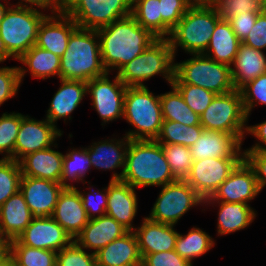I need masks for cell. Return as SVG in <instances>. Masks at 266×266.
<instances>
[{
  "label": "cell",
  "mask_w": 266,
  "mask_h": 266,
  "mask_svg": "<svg viewBox=\"0 0 266 266\" xmlns=\"http://www.w3.org/2000/svg\"><path fill=\"white\" fill-rule=\"evenodd\" d=\"M96 256V266H142V258L134 231L113 240Z\"/></svg>",
  "instance_id": "4316f807"
},
{
  "label": "cell",
  "mask_w": 266,
  "mask_h": 266,
  "mask_svg": "<svg viewBox=\"0 0 266 266\" xmlns=\"http://www.w3.org/2000/svg\"><path fill=\"white\" fill-rule=\"evenodd\" d=\"M161 145L174 178L176 180H185L193 163L190 148L181 144Z\"/></svg>",
  "instance_id": "ab89813d"
},
{
  "label": "cell",
  "mask_w": 266,
  "mask_h": 266,
  "mask_svg": "<svg viewBox=\"0 0 266 266\" xmlns=\"http://www.w3.org/2000/svg\"><path fill=\"white\" fill-rule=\"evenodd\" d=\"M68 151L69 152L63 156V171L60 183L64 187H75L73 183H79L80 181L83 184L88 183L90 185V183L84 179L86 173L92 168L87 147L79 149L72 147V150L70 149ZM68 181H72L73 183H68Z\"/></svg>",
  "instance_id": "e575fe53"
},
{
  "label": "cell",
  "mask_w": 266,
  "mask_h": 266,
  "mask_svg": "<svg viewBox=\"0 0 266 266\" xmlns=\"http://www.w3.org/2000/svg\"><path fill=\"white\" fill-rule=\"evenodd\" d=\"M123 118L134 128L125 133L130 140H156L164 121L160 95L147 86L127 87Z\"/></svg>",
  "instance_id": "8992f818"
},
{
  "label": "cell",
  "mask_w": 266,
  "mask_h": 266,
  "mask_svg": "<svg viewBox=\"0 0 266 266\" xmlns=\"http://www.w3.org/2000/svg\"><path fill=\"white\" fill-rule=\"evenodd\" d=\"M60 59L58 55L34 45L18 59L27 67H18L20 82L27 72L33 78L45 80L57 76L60 79Z\"/></svg>",
  "instance_id": "4dcf8cb0"
},
{
  "label": "cell",
  "mask_w": 266,
  "mask_h": 266,
  "mask_svg": "<svg viewBox=\"0 0 266 266\" xmlns=\"http://www.w3.org/2000/svg\"><path fill=\"white\" fill-rule=\"evenodd\" d=\"M241 41L232 30L228 20L221 18L211 35L210 43L203 53L214 61L231 66Z\"/></svg>",
  "instance_id": "1f68e13d"
},
{
  "label": "cell",
  "mask_w": 266,
  "mask_h": 266,
  "mask_svg": "<svg viewBox=\"0 0 266 266\" xmlns=\"http://www.w3.org/2000/svg\"><path fill=\"white\" fill-rule=\"evenodd\" d=\"M189 59L174 63L172 83H187L202 87L215 94L235 90L231 66L214 61L207 55L190 54Z\"/></svg>",
  "instance_id": "ba28073f"
},
{
  "label": "cell",
  "mask_w": 266,
  "mask_h": 266,
  "mask_svg": "<svg viewBox=\"0 0 266 266\" xmlns=\"http://www.w3.org/2000/svg\"><path fill=\"white\" fill-rule=\"evenodd\" d=\"M109 73L87 82V94L91 96L92 107L95 108L105 125L110 121L123 118L124 99L127 86L117 75L109 79Z\"/></svg>",
  "instance_id": "7c38bea8"
},
{
  "label": "cell",
  "mask_w": 266,
  "mask_h": 266,
  "mask_svg": "<svg viewBox=\"0 0 266 266\" xmlns=\"http://www.w3.org/2000/svg\"><path fill=\"white\" fill-rule=\"evenodd\" d=\"M128 232L119 222L108 215L89 219L88 224L76 236L74 241L91 253H98L113 240Z\"/></svg>",
  "instance_id": "cb8c5ba5"
},
{
  "label": "cell",
  "mask_w": 266,
  "mask_h": 266,
  "mask_svg": "<svg viewBox=\"0 0 266 266\" xmlns=\"http://www.w3.org/2000/svg\"><path fill=\"white\" fill-rule=\"evenodd\" d=\"M21 168L13 159H0V206L20 190Z\"/></svg>",
  "instance_id": "60d3db41"
},
{
  "label": "cell",
  "mask_w": 266,
  "mask_h": 266,
  "mask_svg": "<svg viewBox=\"0 0 266 266\" xmlns=\"http://www.w3.org/2000/svg\"><path fill=\"white\" fill-rule=\"evenodd\" d=\"M142 266H193L182 258L175 250L145 255L142 258Z\"/></svg>",
  "instance_id": "681fc988"
},
{
  "label": "cell",
  "mask_w": 266,
  "mask_h": 266,
  "mask_svg": "<svg viewBox=\"0 0 266 266\" xmlns=\"http://www.w3.org/2000/svg\"><path fill=\"white\" fill-rule=\"evenodd\" d=\"M247 133L257 138V141L254 145L249 147L246 150H256L266 152V121L261 123L247 126Z\"/></svg>",
  "instance_id": "db71d44e"
},
{
  "label": "cell",
  "mask_w": 266,
  "mask_h": 266,
  "mask_svg": "<svg viewBox=\"0 0 266 266\" xmlns=\"http://www.w3.org/2000/svg\"><path fill=\"white\" fill-rule=\"evenodd\" d=\"M132 0H64L62 11L82 29L98 30L131 15Z\"/></svg>",
  "instance_id": "30bf717a"
},
{
  "label": "cell",
  "mask_w": 266,
  "mask_h": 266,
  "mask_svg": "<svg viewBox=\"0 0 266 266\" xmlns=\"http://www.w3.org/2000/svg\"><path fill=\"white\" fill-rule=\"evenodd\" d=\"M264 73H266V54L241 42L231 65L235 89L239 90L246 83Z\"/></svg>",
  "instance_id": "f546056e"
},
{
  "label": "cell",
  "mask_w": 266,
  "mask_h": 266,
  "mask_svg": "<svg viewBox=\"0 0 266 266\" xmlns=\"http://www.w3.org/2000/svg\"><path fill=\"white\" fill-rule=\"evenodd\" d=\"M24 114L5 112L0 117V154L3 159L14 160L16 138Z\"/></svg>",
  "instance_id": "f35d334b"
},
{
  "label": "cell",
  "mask_w": 266,
  "mask_h": 266,
  "mask_svg": "<svg viewBox=\"0 0 266 266\" xmlns=\"http://www.w3.org/2000/svg\"><path fill=\"white\" fill-rule=\"evenodd\" d=\"M64 188L61 183L51 180L21 176L19 191L34 217H52Z\"/></svg>",
  "instance_id": "2e32d148"
},
{
  "label": "cell",
  "mask_w": 266,
  "mask_h": 266,
  "mask_svg": "<svg viewBox=\"0 0 266 266\" xmlns=\"http://www.w3.org/2000/svg\"><path fill=\"white\" fill-rule=\"evenodd\" d=\"M10 260L15 266H56L57 252L28 247L14 239L11 240Z\"/></svg>",
  "instance_id": "d590c367"
},
{
  "label": "cell",
  "mask_w": 266,
  "mask_h": 266,
  "mask_svg": "<svg viewBox=\"0 0 266 266\" xmlns=\"http://www.w3.org/2000/svg\"><path fill=\"white\" fill-rule=\"evenodd\" d=\"M241 147L242 141L236 135L204 129L189 148L194 161L206 158H244Z\"/></svg>",
  "instance_id": "ac0fdd59"
},
{
  "label": "cell",
  "mask_w": 266,
  "mask_h": 266,
  "mask_svg": "<svg viewBox=\"0 0 266 266\" xmlns=\"http://www.w3.org/2000/svg\"><path fill=\"white\" fill-rule=\"evenodd\" d=\"M11 258V240L0 234V266L5 265Z\"/></svg>",
  "instance_id": "9f6ffc18"
},
{
  "label": "cell",
  "mask_w": 266,
  "mask_h": 266,
  "mask_svg": "<svg viewBox=\"0 0 266 266\" xmlns=\"http://www.w3.org/2000/svg\"><path fill=\"white\" fill-rule=\"evenodd\" d=\"M60 87L53 95L47 110L46 119L57 126L60 119H72L71 113L79 106L87 94V82L60 79ZM68 117V118H67Z\"/></svg>",
  "instance_id": "d4e9b609"
},
{
  "label": "cell",
  "mask_w": 266,
  "mask_h": 266,
  "mask_svg": "<svg viewBox=\"0 0 266 266\" xmlns=\"http://www.w3.org/2000/svg\"><path fill=\"white\" fill-rule=\"evenodd\" d=\"M258 15L259 14L255 12H244V14L241 12L228 20L232 30L241 42L251 31Z\"/></svg>",
  "instance_id": "f5cc1de1"
},
{
  "label": "cell",
  "mask_w": 266,
  "mask_h": 266,
  "mask_svg": "<svg viewBox=\"0 0 266 266\" xmlns=\"http://www.w3.org/2000/svg\"><path fill=\"white\" fill-rule=\"evenodd\" d=\"M160 188L158 198L147 216L154 222L176 225L190 208L203 205L204 200L185 180H176Z\"/></svg>",
  "instance_id": "8fae6325"
},
{
  "label": "cell",
  "mask_w": 266,
  "mask_h": 266,
  "mask_svg": "<svg viewBox=\"0 0 266 266\" xmlns=\"http://www.w3.org/2000/svg\"><path fill=\"white\" fill-rule=\"evenodd\" d=\"M81 196L83 206L87 212L89 219L97 218L106 215L107 199H108V186L101 190L93 191L89 186V192H83L76 188ZM92 190V191H91Z\"/></svg>",
  "instance_id": "7dc6e473"
},
{
  "label": "cell",
  "mask_w": 266,
  "mask_h": 266,
  "mask_svg": "<svg viewBox=\"0 0 266 266\" xmlns=\"http://www.w3.org/2000/svg\"><path fill=\"white\" fill-rule=\"evenodd\" d=\"M215 245L213 237L203 229L192 227L186 235L178 233L175 251L179 256L193 264V260L212 249Z\"/></svg>",
  "instance_id": "836d02e7"
},
{
  "label": "cell",
  "mask_w": 266,
  "mask_h": 266,
  "mask_svg": "<svg viewBox=\"0 0 266 266\" xmlns=\"http://www.w3.org/2000/svg\"><path fill=\"white\" fill-rule=\"evenodd\" d=\"M64 154L52 147L35 151L20 161L22 176L42 178L60 183Z\"/></svg>",
  "instance_id": "484cf974"
},
{
  "label": "cell",
  "mask_w": 266,
  "mask_h": 266,
  "mask_svg": "<svg viewBox=\"0 0 266 266\" xmlns=\"http://www.w3.org/2000/svg\"><path fill=\"white\" fill-rule=\"evenodd\" d=\"M215 203L216 206L219 204L216 226L218 236L244 230L254 221L257 214V211L248 204L214 201L211 197L204 200L203 206Z\"/></svg>",
  "instance_id": "f1b7e54d"
},
{
  "label": "cell",
  "mask_w": 266,
  "mask_h": 266,
  "mask_svg": "<svg viewBox=\"0 0 266 266\" xmlns=\"http://www.w3.org/2000/svg\"><path fill=\"white\" fill-rule=\"evenodd\" d=\"M96 256L88 253L74 240L57 252L56 266H96Z\"/></svg>",
  "instance_id": "bcb514c9"
},
{
  "label": "cell",
  "mask_w": 266,
  "mask_h": 266,
  "mask_svg": "<svg viewBox=\"0 0 266 266\" xmlns=\"http://www.w3.org/2000/svg\"><path fill=\"white\" fill-rule=\"evenodd\" d=\"M33 217L23 194L18 191L0 206V234L10 240L17 239Z\"/></svg>",
  "instance_id": "83f0119b"
},
{
  "label": "cell",
  "mask_w": 266,
  "mask_h": 266,
  "mask_svg": "<svg viewBox=\"0 0 266 266\" xmlns=\"http://www.w3.org/2000/svg\"><path fill=\"white\" fill-rule=\"evenodd\" d=\"M138 198L135 189L123 181H109L106 215L114 218L128 231H134L132 224L137 214Z\"/></svg>",
  "instance_id": "603a6c76"
},
{
  "label": "cell",
  "mask_w": 266,
  "mask_h": 266,
  "mask_svg": "<svg viewBox=\"0 0 266 266\" xmlns=\"http://www.w3.org/2000/svg\"><path fill=\"white\" fill-rule=\"evenodd\" d=\"M107 73L102 62L97 30L78 27L71 34L60 59V79L88 82Z\"/></svg>",
  "instance_id": "3957f363"
},
{
  "label": "cell",
  "mask_w": 266,
  "mask_h": 266,
  "mask_svg": "<svg viewBox=\"0 0 266 266\" xmlns=\"http://www.w3.org/2000/svg\"><path fill=\"white\" fill-rule=\"evenodd\" d=\"M244 158H206L194 160L185 181L206 200L213 196L222 182Z\"/></svg>",
  "instance_id": "4fadbf2b"
},
{
  "label": "cell",
  "mask_w": 266,
  "mask_h": 266,
  "mask_svg": "<svg viewBox=\"0 0 266 266\" xmlns=\"http://www.w3.org/2000/svg\"><path fill=\"white\" fill-rule=\"evenodd\" d=\"M244 159L253 168L260 191L266 187V152L245 150Z\"/></svg>",
  "instance_id": "816d5d0a"
},
{
  "label": "cell",
  "mask_w": 266,
  "mask_h": 266,
  "mask_svg": "<svg viewBox=\"0 0 266 266\" xmlns=\"http://www.w3.org/2000/svg\"><path fill=\"white\" fill-rule=\"evenodd\" d=\"M203 131L201 125L187 126L180 122L164 120L156 141L160 144H181L191 147Z\"/></svg>",
  "instance_id": "74e56055"
},
{
  "label": "cell",
  "mask_w": 266,
  "mask_h": 266,
  "mask_svg": "<svg viewBox=\"0 0 266 266\" xmlns=\"http://www.w3.org/2000/svg\"><path fill=\"white\" fill-rule=\"evenodd\" d=\"M77 28L75 21L63 11L51 13L39 25L35 46L62 57Z\"/></svg>",
  "instance_id": "d6986e66"
},
{
  "label": "cell",
  "mask_w": 266,
  "mask_h": 266,
  "mask_svg": "<svg viewBox=\"0 0 266 266\" xmlns=\"http://www.w3.org/2000/svg\"><path fill=\"white\" fill-rule=\"evenodd\" d=\"M142 221L140 227L134 230L141 258L148 254L175 250L178 236L175 225L154 222L147 217Z\"/></svg>",
  "instance_id": "44dd1931"
},
{
  "label": "cell",
  "mask_w": 266,
  "mask_h": 266,
  "mask_svg": "<svg viewBox=\"0 0 266 266\" xmlns=\"http://www.w3.org/2000/svg\"><path fill=\"white\" fill-rule=\"evenodd\" d=\"M182 95L185 103L197 114H202L217 95L202 87L187 83H172Z\"/></svg>",
  "instance_id": "ee69618b"
},
{
  "label": "cell",
  "mask_w": 266,
  "mask_h": 266,
  "mask_svg": "<svg viewBox=\"0 0 266 266\" xmlns=\"http://www.w3.org/2000/svg\"><path fill=\"white\" fill-rule=\"evenodd\" d=\"M201 126L236 135L242 142L247 133L248 118L243 108L241 93L235 89L217 94L206 110L200 114Z\"/></svg>",
  "instance_id": "9c48e42d"
},
{
  "label": "cell",
  "mask_w": 266,
  "mask_h": 266,
  "mask_svg": "<svg viewBox=\"0 0 266 266\" xmlns=\"http://www.w3.org/2000/svg\"><path fill=\"white\" fill-rule=\"evenodd\" d=\"M220 19V15L209 2L195 1L167 38L174 57L178 53V47L189 54L204 53Z\"/></svg>",
  "instance_id": "5b68a950"
},
{
  "label": "cell",
  "mask_w": 266,
  "mask_h": 266,
  "mask_svg": "<svg viewBox=\"0 0 266 266\" xmlns=\"http://www.w3.org/2000/svg\"><path fill=\"white\" fill-rule=\"evenodd\" d=\"M175 57L168 39H157L140 55L126 63L116 75L127 87L147 86L155 75H161L169 85L174 77Z\"/></svg>",
  "instance_id": "52a82bcc"
},
{
  "label": "cell",
  "mask_w": 266,
  "mask_h": 266,
  "mask_svg": "<svg viewBox=\"0 0 266 266\" xmlns=\"http://www.w3.org/2000/svg\"><path fill=\"white\" fill-rule=\"evenodd\" d=\"M253 168L243 159L211 197L214 201L249 204L260 193Z\"/></svg>",
  "instance_id": "9a60e30c"
},
{
  "label": "cell",
  "mask_w": 266,
  "mask_h": 266,
  "mask_svg": "<svg viewBox=\"0 0 266 266\" xmlns=\"http://www.w3.org/2000/svg\"><path fill=\"white\" fill-rule=\"evenodd\" d=\"M131 16L155 37L162 39V17L159 0H132Z\"/></svg>",
  "instance_id": "8d00e7d4"
},
{
  "label": "cell",
  "mask_w": 266,
  "mask_h": 266,
  "mask_svg": "<svg viewBox=\"0 0 266 266\" xmlns=\"http://www.w3.org/2000/svg\"><path fill=\"white\" fill-rule=\"evenodd\" d=\"M3 266H15L14 263L10 260L9 262H7L5 265Z\"/></svg>",
  "instance_id": "680465c9"
},
{
  "label": "cell",
  "mask_w": 266,
  "mask_h": 266,
  "mask_svg": "<svg viewBox=\"0 0 266 266\" xmlns=\"http://www.w3.org/2000/svg\"><path fill=\"white\" fill-rule=\"evenodd\" d=\"M52 218L73 240L88 224L89 218L76 187H65L62 190Z\"/></svg>",
  "instance_id": "ffe728a7"
},
{
  "label": "cell",
  "mask_w": 266,
  "mask_h": 266,
  "mask_svg": "<svg viewBox=\"0 0 266 266\" xmlns=\"http://www.w3.org/2000/svg\"><path fill=\"white\" fill-rule=\"evenodd\" d=\"M42 10L14 5L8 9L0 24V63L11 57L18 60L36 44L39 25L47 16Z\"/></svg>",
  "instance_id": "277c9868"
},
{
  "label": "cell",
  "mask_w": 266,
  "mask_h": 266,
  "mask_svg": "<svg viewBox=\"0 0 266 266\" xmlns=\"http://www.w3.org/2000/svg\"><path fill=\"white\" fill-rule=\"evenodd\" d=\"M162 17V39H167L172 29L182 19L195 0H159Z\"/></svg>",
  "instance_id": "7bdbcfd3"
},
{
  "label": "cell",
  "mask_w": 266,
  "mask_h": 266,
  "mask_svg": "<svg viewBox=\"0 0 266 266\" xmlns=\"http://www.w3.org/2000/svg\"><path fill=\"white\" fill-rule=\"evenodd\" d=\"M63 4L64 0H19L15 6H32L56 13L62 11Z\"/></svg>",
  "instance_id": "11a10c76"
},
{
  "label": "cell",
  "mask_w": 266,
  "mask_h": 266,
  "mask_svg": "<svg viewBox=\"0 0 266 266\" xmlns=\"http://www.w3.org/2000/svg\"><path fill=\"white\" fill-rule=\"evenodd\" d=\"M239 91L241 93L245 114L249 119L254 107L258 104L266 105V73L249 81Z\"/></svg>",
  "instance_id": "f6af8a7d"
},
{
  "label": "cell",
  "mask_w": 266,
  "mask_h": 266,
  "mask_svg": "<svg viewBox=\"0 0 266 266\" xmlns=\"http://www.w3.org/2000/svg\"><path fill=\"white\" fill-rule=\"evenodd\" d=\"M121 181L134 189L162 187L176 181L156 140H129Z\"/></svg>",
  "instance_id": "7a4b0ae2"
},
{
  "label": "cell",
  "mask_w": 266,
  "mask_h": 266,
  "mask_svg": "<svg viewBox=\"0 0 266 266\" xmlns=\"http://www.w3.org/2000/svg\"><path fill=\"white\" fill-rule=\"evenodd\" d=\"M129 140L130 139L125 135L123 139L108 138L93 142L91 146L87 147L92 168L112 171L121 167L122 171L119 174L113 171L110 179V181H121Z\"/></svg>",
  "instance_id": "7402d4cb"
},
{
  "label": "cell",
  "mask_w": 266,
  "mask_h": 266,
  "mask_svg": "<svg viewBox=\"0 0 266 266\" xmlns=\"http://www.w3.org/2000/svg\"><path fill=\"white\" fill-rule=\"evenodd\" d=\"M18 67H0V106L18 94L21 86Z\"/></svg>",
  "instance_id": "c3c4849f"
},
{
  "label": "cell",
  "mask_w": 266,
  "mask_h": 266,
  "mask_svg": "<svg viewBox=\"0 0 266 266\" xmlns=\"http://www.w3.org/2000/svg\"><path fill=\"white\" fill-rule=\"evenodd\" d=\"M9 5V6H8ZM13 4H11L9 1H6V5L5 3H2L0 1V24L6 14V12L8 11V9L12 6Z\"/></svg>",
  "instance_id": "6f0895ef"
},
{
  "label": "cell",
  "mask_w": 266,
  "mask_h": 266,
  "mask_svg": "<svg viewBox=\"0 0 266 266\" xmlns=\"http://www.w3.org/2000/svg\"><path fill=\"white\" fill-rule=\"evenodd\" d=\"M195 1H206V2H210L211 0H195Z\"/></svg>",
  "instance_id": "91938a15"
},
{
  "label": "cell",
  "mask_w": 266,
  "mask_h": 266,
  "mask_svg": "<svg viewBox=\"0 0 266 266\" xmlns=\"http://www.w3.org/2000/svg\"><path fill=\"white\" fill-rule=\"evenodd\" d=\"M221 18H230L242 12H255L258 14L266 10V0H211L209 2Z\"/></svg>",
  "instance_id": "b9f144b4"
},
{
  "label": "cell",
  "mask_w": 266,
  "mask_h": 266,
  "mask_svg": "<svg viewBox=\"0 0 266 266\" xmlns=\"http://www.w3.org/2000/svg\"><path fill=\"white\" fill-rule=\"evenodd\" d=\"M102 62L110 74L140 55L158 38L130 15L97 30Z\"/></svg>",
  "instance_id": "6da1fadb"
},
{
  "label": "cell",
  "mask_w": 266,
  "mask_h": 266,
  "mask_svg": "<svg viewBox=\"0 0 266 266\" xmlns=\"http://www.w3.org/2000/svg\"><path fill=\"white\" fill-rule=\"evenodd\" d=\"M62 135L63 131L46 118L36 120L28 115L24 116L16 138L14 160L19 162L24 156L51 146L56 148L58 144L55 141Z\"/></svg>",
  "instance_id": "5bb4252c"
},
{
  "label": "cell",
  "mask_w": 266,
  "mask_h": 266,
  "mask_svg": "<svg viewBox=\"0 0 266 266\" xmlns=\"http://www.w3.org/2000/svg\"><path fill=\"white\" fill-rule=\"evenodd\" d=\"M170 86L172 90L160 94L163 120L176 121L187 126L201 125L200 115L185 103L182 95L173 85Z\"/></svg>",
  "instance_id": "d6a6232c"
},
{
  "label": "cell",
  "mask_w": 266,
  "mask_h": 266,
  "mask_svg": "<svg viewBox=\"0 0 266 266\" xmlns=\"http://www.w3.org/2000/svg\"><path fill=\"white\" fill-rule=\"evenodd\" d=\"M17 240L28 247L58 252L73 239L52 217H33Z\"/></svg>",
  "instance_id": "e0dca14e"
},
{
  "label": "cell",
  "mask_w": 266,
  "mask_h": 266,
  "mask_svg": "<svg viewBox=\"0 0 266 266\" xmlns=\"http://www.w3.org/2000/svg\"><path fill=\"white\" fill-rule=\"evenodd\" d=\"M242 43L264 52L263 50L266 49V10L257 16L255 24Z\"/></svg>",
  "instance_id": "f907efd6"
}]
</instances>
